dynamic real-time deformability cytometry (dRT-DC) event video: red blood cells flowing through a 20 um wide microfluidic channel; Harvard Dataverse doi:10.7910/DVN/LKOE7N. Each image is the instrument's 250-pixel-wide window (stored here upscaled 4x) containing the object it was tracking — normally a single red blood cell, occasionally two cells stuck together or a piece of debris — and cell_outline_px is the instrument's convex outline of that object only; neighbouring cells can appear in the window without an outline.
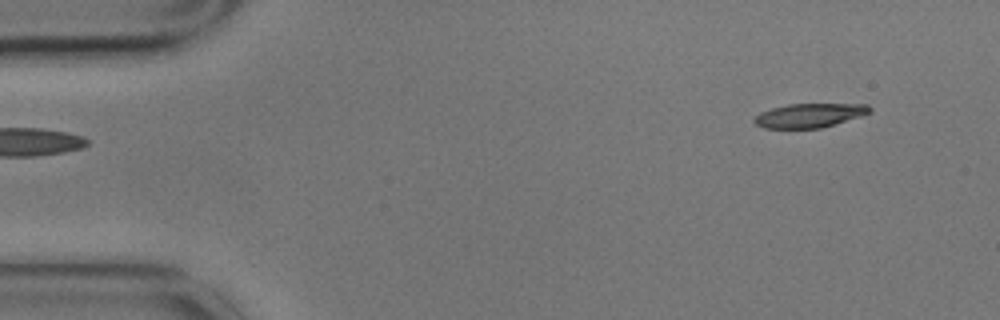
{"species": "common noctule bat (a hibernating species)", "species_latin": "Nyctalus noctula", "temperature_condition": "cold", "stored_images_in_passage": 5, "camera_frame_rate_fps": 3000, "um_per_image_px": 0.085, "animal": {"sex": "male", "body_mass_g": 17.9}, "frame": {"image": 1, "passage_image": 5, "time_ms": 1.333, "image_size_px": [1000, 320], "cell_outline_px": [[872, 112], [860, 116], [820, 128], [764, 128], [756, 124], [752, 120], [760, 112], [772, 108], [788, 104], [868, 104], [872, 108]], "centroid_in_image_um": [68.8, 9.8], "position_along_channel_um": 16.2, "area_um2": 16.07}}